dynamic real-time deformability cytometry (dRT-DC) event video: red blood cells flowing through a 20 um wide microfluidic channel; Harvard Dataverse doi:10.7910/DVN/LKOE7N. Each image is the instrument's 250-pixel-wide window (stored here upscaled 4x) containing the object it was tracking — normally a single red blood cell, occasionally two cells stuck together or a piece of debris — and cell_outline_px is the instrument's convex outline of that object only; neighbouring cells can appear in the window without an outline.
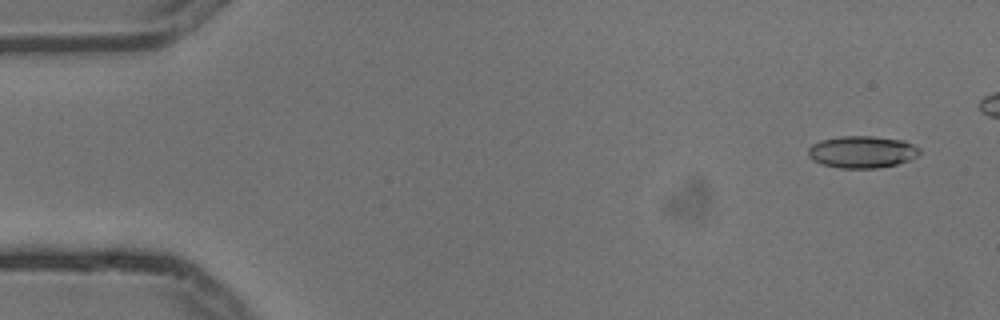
{"species": "common noctule bat (a hibernating species)", "species_latin": "Nyctalus noctula", "temperature_condition": "cold", "stored_images_in_passage": 7, "camera_frame_rate_fps": 3000, "um_per_image_px": 0.085, "animal": {"sex": "male", "body_mass_g": 13.3}, "frame": {"image": 1, "passage_image": 1, "time_ms": 0.0, "image_size_px": [1000, 320], "cell_outline_px": [[920, 152], [916, 156], [908, 160], [896, 164], [876, 168], [840, 168], [824, 164], [812, 160], [808, 156], [808, 148], [812, 144], [820, 140], [840, 136], [872, 136], [904, 140], [920, 148]], "centroid_in_image_um": [73.25, 12.9], "position_along_channel_um": 11.7, "area_um2": 20.75}}
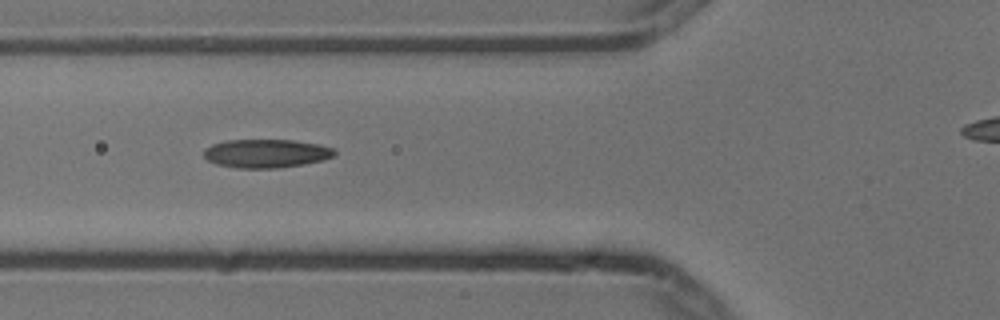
{"frame": {"image": 2, "passage_image": 6, "time_ms": 1.667, "image_size_px": [1000, 320], "cell_outline_px": [[336, 152], [332, 156], [320, 160], [304, 164], [276, 168], [236, 168], [216, 164], [208, 160], [204, 156], [204, 148], [212, 144], [228, 140], [292, 140], [320, 144], [336, 148]], "centroid_in_image_um": [22.62, 13.04], "position_along_channel_um": 103.2, "area_um2": 21.73}}